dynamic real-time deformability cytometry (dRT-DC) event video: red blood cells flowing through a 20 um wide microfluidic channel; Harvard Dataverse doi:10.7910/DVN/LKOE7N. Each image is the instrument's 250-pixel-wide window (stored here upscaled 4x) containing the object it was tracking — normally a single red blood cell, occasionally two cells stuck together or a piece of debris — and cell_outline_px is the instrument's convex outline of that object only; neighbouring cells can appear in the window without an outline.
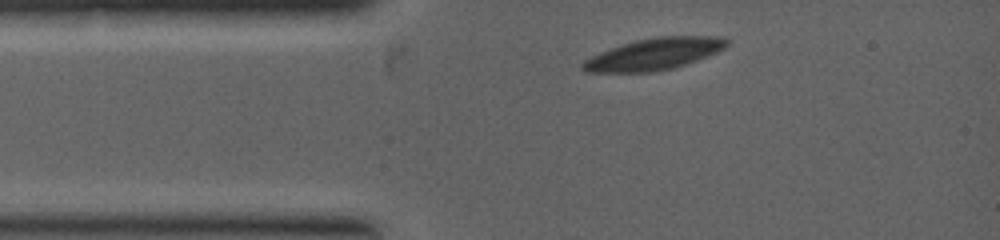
{"species": "common noctule bat (a hibernating species)", "species_latin": "Nyctalus noctula", "temperature_condition": "warm", "stored_images_in_passage": 2, "camera_frame_rate_fps": 5000, "um_per_image_px": 0.085, "animal": {"sex": "female", "body_mass_g": 19.0, "forearm_length_mm": 53.3}, "frame": {"image": 1, "passage_image": 1, "time_ms": 0.0, "image_size_px": [1000, 240], "cell_outline_px": [[728, 44], [724, 48], [716, 52], [696, 60], [672, 68], [652, 72], [588, 72], [580, 68], [580, 64], [584, 60], [600, 52], [636, 40], [656, 36], [724, 36], [728, 40]], "centroid_in_image_um": [55.59, 4.59], "position_along_channel_um": 29.4, "area_um2": 26.36}}
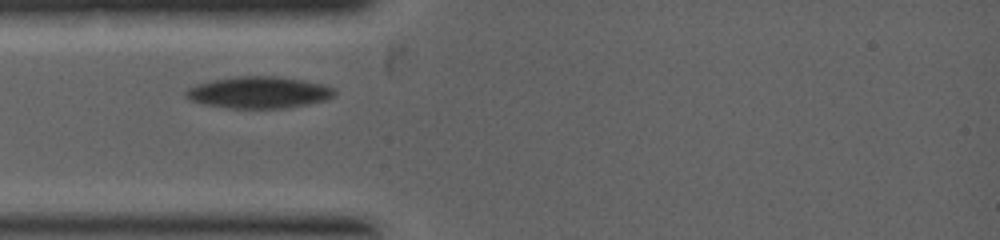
{"frame": {"image": 2, "passage_image": 2, "time_ms": 0.8, "image_size_px": [1000, 240], "cell_outline_px": [[336, 96], [328, 100], [288, 108], [232, 108], [204, 104], [188, 100], [184, 96], [184, 92], [188, 88], [196, 84], [212, 80], [236, 76], [276, 76], [304, 80], [324, 84], [332, 88], [336, 92]], "centroid_in_image_um": [22.01, 7.85], "position_along_channel_um": 63.0, "area_um2": 27.74}}